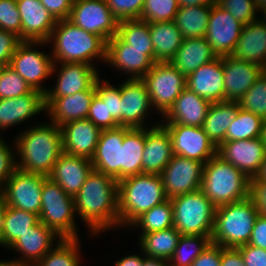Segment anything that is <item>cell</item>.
<instances>
[{"instance_id": "ba28073f", "label": "cell", "mask_w": 266, "mask_h": 266, "mask_svg": "<svg viewBox=\"0 0 266 266\" xmlns=\"http://www.w3.org/2000/svg\"><path fill=\"white\" fill-rule=\"evenodd\" d=\"M174 227L181 235H212L216 207L201 189L171 198Z\"/></svg>"}, {"instance_id": "f5cc1de1", "label": "cell", "mask_w": 266, "mask_h": 266, "mask_svg": "<svg viewBox=\"0 0 266 266\" xmlns=\"http://www.w3.org/2000/svg\"><path fill=\"white\" fill-rule=\"evenodd\" d=\"M109 9L120 22L140 19L145 0H105Z\"/></svg>"}, {"instance_id": "2644e50d", "label": "cell", "mask_w": 266, "mask_h": 266, "mask_svg": "<svg viewBox=\"0 0 266 266\" xmlns=\"http://www.w3.org/2000/svg\"><path fill=\"white\" fill-rule=\"evenodd\" d=\"M259 19L266 23V5L259 9Z\"/></svg>"}, {"instance_id": "7c38bea8", "label": "cell", "mask_w": 266, "mask_h": 266, "mask_svg": "<svg viewBox=\"0 0 266 266\" xmlns=\"http://www.w3.org/2000/svg\"><path fill=\"white\" fill-rule=\"evenodd\" d=\"M68 20L106 42L117 35L119 21L105 0H74Z\"/></svg>"}, {"instance_id": "5bb4252c", "label": "cell", "mask_w": 266, "mask_h": 266, "mask_svg": "<svg viewBox=\"0 0 266 266\" xmlns=\"http://www.w3.org/2000/svg\"><path fill=\"white\" fill-rule=\"evenodd\" d=\"M45 177L41 174L30 173L16 168L12 176L0 189L5 197L6 204L39 216L42 186Z\"/></svg>"}, {"instance_id": "b9f144b4", "label": "cell", "mask_w": 266, "mask_h": 266, "mask_svg": "<svg viewBox=\"0 0 266 266\" xmlns=\"http://www.w3.org/2000/svg\"><path fill=\"white\" fill-rule=\"evenodd\" d=\"M211 243V235H181L172 257L170 266H191L193 261Z\"/></svg>"}, {"instance_id": "7dc6e473", "label": "cell", "mask_w": 266, "mask_h": 266, "mask_svg": "<svg viewBox=\"0 0 266 266\" xmlns=\"http://www.w3.org/2000/svg\"><path fill=\"white\" fill-rule=\"evenodd\" d=\"M32 91L30 85L9 65L2 68L0 72V99L19 97Z\"/></svg>"}, {"instance_id": "e7e4bbea", "label": "cell", "mask_w": 266, "mask_h": 266, "mask_svg": "<svg viewBox=\"0 0 266 266\" xmlns=\"http://www.w3.org/2000/svg\"><path fill=\"white\" fill-rule=\"evenodd\" d=\"M143 266H170L169 261L161 258H150L143 254Z\"/></svg>"}, {"instance_id": "bcb514c9", "label": "cell", "mask_w": 266, "mask_h": 266, "mask_svg": "<svg viewBox=\"0 0 266 266\" xmlns=\"http://www.w3.org/2000/svg\"><path fill=\"white\" fill-rule=\"evenodd\" d=\"M103 77L102 74L95 82L96 94L101 99H107L108 117H113L121 126L120 84H113L112 81Z\"/></svg>"}, {"instance_id": "484cf974", "label": "cell", "mask_w": 266, "mask_h": 266, "mask_svg": "<svg viewBox=\"0 0 266 266\" xmlns=\"http://www.w3.org/2000/svg\"><path fill=\"white\" fill-rule=\"evenodd\" d=\"M21 16V40L47 42L56 20L40 0H16Z\"/></svg>"}, {"instance_id": "cb8c5ba5", "label": "cell", "mask_w": 266, "mask_h": 266, "mask_svg": "<svg viewBox=\"0 0 266 266\" xmlns=\"http://www.w3.org/2000/svg\"><path fill=\"white\" fill-rule=\"evenodd\" d=\"M125 127L102 130L93 157V169L121 181V148Z\"/></svg>"}, {"instance_id": "f907efd6", "label": "cell", "mask_w": 266, "mask_h": 266, "mask_svg": "<svg viewBox=\"0 0 266 266\" xmlns=\"http://www.w3.org/2000/svg\"><path fill=\"white\" fill-rule=\"evenodd\" d=\"M87 119L101 130L119 127L113 117H108L107 99H101L97 94L91 101Z\"/></svg>"}, {"instance_id": "1f68e13d", "label": "cell", "mask_w": 266, "mask_h": 266, "mask_svg": "<svg viewBox=\"0 0 266 266\" xmlns=\"http://www.w3.org/2000/svg\"><path fill=\"white\" fill-rule=\"evenodd\" d=\"M217 57L204 36L185 38L169 62L187 77L200 66L213 61Z\"/></svg>"}, {"instance_id": "9f6ffc18", "label": "cell", "mask_w": 266, "mask_h": 266, "mask_svg": "<svg viewBox=\"0 0 266 266\" xmlns=\"http://www.w3.org/2000/svg\"><path fill=\"white\" fill-rule=\"evenodd\" d=\"M73 1L74 0H40L56 21L69 18Z\"/></svg>"}, {"instance_id": "7a4b0ae2", "label": "cell", "mask_w": 266, "mask_h": 266, "mask_svg": "<svg viewBox=\"0 0 266 266\" xmlns=\"http://www.w3.org/2000/svg\"><path fill=\"white\" fill-rule=\"evenodd\" d=\"M15 134L16 167L48 177L63 153L60 127L46 119Z\"/></svg>"}, {"instance_id": "11a10c76", "label": "cell", "mask_w": 266, "mask_h": 266, "mask_svg": "<svg viewBox=\"0 0 266 266\" xmlns=\"http://www.w3.org/2000/svg\"><path fill=\"white\" fill-rule=\"evenodd\" d=\"M244 260L245 266H266V250L250 244L237 248Z\"/></svg>"}, {"instance_id": "83f0119b", "label": "cell", "mask_w": 266, "mask_h": 266, "mask_svg": "<svg viewBox=\"0 0 266 266\" xmlns=\"http://www.w3.org/2000/svg\"><path fill=\"white\" fill-rule=\"evenodd\" d=\"M223 74V57H217L189 74L186 87L211 103L225 101Z\"/></svg>"}, {"instance_id": "7bdbcfd3", "label": "cell", "mask_w": 266, "mask_h": 266, "mask_svg": "<svg viewBox=\"0 0 266 266\" xmlns=\"http://www.w3.org/2000/svg\"><path fill=\"white\" fill-rule=\"evenodd\" d=\"M264 119L250 111L238 108L236 116L226 131V141L247 140L260 137Z\"/></svg>"}, {"instance_id": "94428289", "label": "cell", "mask_w": 266, "mask_h": 266, "mask_svg": "<svg viewBox=\"0 0 266 266\" xmlns=\"http://www.w3.org/2000/svg\"><path fill=\"white\" fill-rule=\"evenodd\" d=\"M220 266H245V263L237 248H225L221 246Z\"/></svg>"}, {"instance_id": "7402d4cb", "label": "cell", "mask_w": 266, "mask_h": 266, "mask_svg": "<svg viewBox=\"0 0 266 266\" xmlns=\"http://www.w3.org/2000/svg\"><path fill=\"white\" fill-rule=\"evenodd\" d=\"M264 71L254 63L223 56L225 101L238 102Z\"/></svg>"}, {"instance_id": "9a60e30c", "label": "cell", "mask_w": 266, "mask_h": 266, "mask_svg": "<svg viewBox=\"0 0 266 266\" xmlns=\"http://www.w3.org/2000/svg\"><path fill=\"white\" fill-rule=\"evenodd\" d=\"M154 64L155 62L146 54V49L132 48L117 35L107 42L105 66L123 75V79H141Z\"/></svg>"}, {"instance_id": "f35d334b", "label": "cell", "mask_w": 266, "mask_h": 266, "mask_svg": "<svg viewBox=\"0 0 266 266\" xmlns=\"http://www.w3.org/2000/svg\"><path fill=\"white\" fill-rule=\"evenodd\" d=\"M172 227H174L173 207L171 199H167L139 216L126 230H128L127 232L134 231L138 238L144 233L166 230Z\"/></svg>"}, {"instance_id": "277c9868", "label": "cell", "mask_w": 266, "mask_h": 266, "mask_svg": "<svg viewBox=\"0 0 266 266\" xmlns=\"http://www.w3.org/2000/svg\"><path fill=\"white\" fill-rule=\"evenodd\" d=\"M167 199L158 174H140L122 179L118 182L120 230H126L139 216Z\"/></svg>"}, {"instance_id": "91938a15", "label": "cell", "mask_w": 266, "mask_h": 266, "mask_svg": "<svg viewBox=\"0 0 266 266\" xmlns=\"http://www.w3.org/2000/svg\"><path fill=\"white\" fill-rule=\"evenodd\" d=\"M250 197L259 214L266 217V182H250Z\"/></svg>"}, {"instance_id": "c3c4849f", "label": "cell", "mask_w": 266, "mask_h": 266, "mask_svg": "<svg viewBox=\"0 0 266 266\" xmlns=\"http://www.w3.org/2000/svg\"><path fill=\"white\" fill-rule=\"evenodd\" d=\"M218 5L243 25L259 18V9L255 0H218Z\"/></svg>"}, {"instance_id": "db71d44e", "label": "cell", "mask_w": 266, "mask_h": 266, "mask_svg": "<svg viewBox=\"0 0 266 266\" xmlns=\"http://www.w3.org/2000/svg\"><path fill=\"white\" fill-rule=\"evenodd\" d=\"M22 42L16 34L0 29V64L8 66L18 45Z\"/></svg>"}, {"instance_id": "89a4df30", "label": "cell", "mask_w": 266, "mask_h": 266, "mask_svg": "<svg viewBox=\"0 0 266 266\" xmlns=\"http://www.w3.org/2000/svg\"><path fill=\"white\" fill-rule=\"evenodd\" d=\"M260 138L263 144L265 145V149H266V119H264V122H263V127H262Z\"/></svg>"}, {"instance_id": "4dcf8cb0", "label": "cell", "mask_w": 266, "mask_h": 266, "mask_svg": "<svg viewBox=\"0 0 266 266\" xmlns=\"http://www.w3.org/2000/svg\"><path fill=\"white\" fill-rule=\"evenodd\" d=\"M230 56L254 63L266 70V23L258 18L244 25Z\"/></svg>"}, {"instance_id": "6da1fadb", "label": "cell", "mask_w": 266, "mask_h": 266, "mask_svg": "<svg viewBox=\"0 0 266 266\" xmlns=\"http://www.w3.org/2000/svg\"><path fill=\"white\" fill-rule=\"evenodd\" d=\"M76 217L88 237L120 231L118 211V181L112 176L92 169L74 197ZM109 232V233H108Z\"/></svg>"}, {"instance_id": "be15d7a7", "label": "cell", "mask_w": 266, "mask_h": 266, "mask_svg": "<svg viewBox=\"0 0 266 266\" xmlns=\"http://www.w3.org/2000/svg\"><path fill=\"white\" fill-rule=\"evenodd\" d=\"M216 4H218V0H178V5L180 8L198 5L213 6Z\"/></svg>"}, {"instance_id": "8fae6325", "label": "cell", "mask_w": 266, "mask_h": 266, "mask_svg": "<svg viewBox=\"0 0 266 266\" xmlns=\"http://www.w3.org/2000/svg\"><path fill=\"white\" fill-rule=\"evenodd\" d=\"M115 81L120 83L122 127L147 128L160 124L161 117L153 109L149 93L141 79ZM153 115V118L157 116L156 120L151 118Z\"/></svg>"}, {"instance_id": "ac0fdd59", "label": "cell", "mask_w": 266, "mask_h": 266, "mask_svg": "<svg viewBox=\"0 0 266 266\" xmlns=\"http://www.w3.org/2000/svg\"><path fill=\"white\" fill-rule=\"evenodd\" d=\"M172 140L173 154L205 164L217 155V147L202 127L162 124Z\"/></svg>"}, {"instance_id": "4fadbf2b", "label": "cell", "mask_w": 266, "mask_h": 266, "mask_svg": "<svg viewBox=\"0 0 266 266\" xmlns=\"http://www.w3.org/2000/svg\"><path fill=\"white\" fill-rule=\"evenodd\" d=\"M101 72L102 69L85 63H53L51 79L55 78V82L49 85L45 98L66 97L89 90Z\"/></svg>"}, {"instance_id": "003e7915", "label": "cell", "mask_w": 266, "mask_h": 266, "mask_svg": "<svg viewBox=\"0 0 266 266\" xmlns=\"http://www.w3.org/2000/svg\"><path fill=\"white\" fill-rule=\"evenodd\" d=\"M8 205L6 204L5 197L0 190V235H1V230H2V225H3V219H4V214L6 212Z\"/></svg>"}, {"instance_id": "a7ac6f4b", "label": "cell", "mask_w": 266, "mask_h": 266, "mask_svg": "<svg viewBox=\"0 0 266 266\" xmlns=\"http://www.w3.org/2000/svg\"><path fill=\"white\" fill-rule=\"evenodd\" d=\"M0 266H20L17 263H15L11 258H5L4 260L0 259Z\"/></svg>"}, {"instance_id": "03108f58", "label": "cell", "mask_w": 266, "mask_h": 266, "mask_svg": "<svg viewBox=\"0 0 266 266\" xmlns=\"http://www.w3.org/2000/svg\"><path fill=\"white\" fill-rule=\"evenodd\" d=\"M250 182H266V154L260 165L259 171L252 179H250Z\"/></svg>"}, {"instance_id": "2e32d148", "label": "cell", "mask_w": 266, "mask_h": 266, "mask_svg": "<svg viewBox=\"0 0 266 266\" xmlns=\"http://www.w3.org/2000/svg\"><path fill=\"white\" fill-rule=\"evenodd\" d=\"M61 239L52 229L38 221L7 249V253H16L12 260L20 266H34Z\"/></svg>"}, {"instance_id": "5b68a950", "label": "cell", "mask_w": 266, "mask_h": 266, "mask_svg": "<svg viewBox=\"0 0 266 266\" xmlns=\"http://www.w3.org/2000/svg\"><path fill=\"white\" fill-rule=\"evenodd\" d=\"M201 190L217 208L250 196V178L216 155L203 166Z\"/></svg>"}, {"instance_id": "d6986e66", "label": "cell", "mask_w": 266, "mask_h": 266, "mask_svg": "<svg viewBox=\"0 0 266 266\" xmlns=\"http://www.w3.org/2000/svg\"><path fill=\"white\" fill-rule=\"evenodd\" d=\"M203 166L200 161L173 155L160 174L167 198L201 189Z\"/></svg>"}, {"instance_id": "44dd1931", "label": "cell", "mask_w": 266, "mask_h": 266, "mask_svg": "<svg viewBox=\"0 0 266 266\" xmlns=\"http://www.w3.org/2000/svg\"><path fill=\"white\" fill-rule=\"evenodd\" d=\"M265 145L261 138L224 141L217 148V155L231 163L238 170L252 179L259 171L265 157Z\"/></svg>"}, {"instance_id": "816d5d0a", "label": "cell", "mask_w": 266, "mask_h": 266, "mask_svg": "<svg viewBox=\"0 0 266 266\" xmlns=\"http://www.w3.org/2000/svg\"><path fill=\"white\" fill-rule=\"evenodd\" d=\"M0 29L12 32L21 39V16L16 0H0Z\"/></svg>"}, {"instance_id": "30bf717a", "label": "cell", "mask_w": 266, "mask_h": 266, "mask_svg": "<svg viewBox=\"0 0 266 266\" xmlns=\"http://www.w3.org/2000/svg\"><path fill=\"white\" fill-rule=\"evenodd\" d=\"M153 109L162 118L186 88V76L170 62H156L141 78Z\"/></svg>"}, {"instance_id": "e575fe53", "label": "cell", "mask_w": 266, "mask_h": 266, "mask_svg": "<svg viewBox=\"0 0 266 266\" xmlns=\"http://www.w3.org/2000/svg\"><path fill=\"white\" fill-rule=\"evenodd\" d=\"M238 108V102L211 103L202 128L217 148L226 141V131L234 120Z\"/></svg>"}, {"instance_id": "d590c367", "label": "cell", "mask_w": 266, "mask_h": 266, "mask_svg": "<svg viewBox=\"0 0 266 266\" xmlns=\"http://www.w3.org/2000/svg\"><path fill=\"white\" fill-rule=\"evenodd\" d=\"M181 233L175 228L141 234L136 240L139 248L146 257L168 260L172 257Z\"/></svg>"}, {"instance_id": "6125c7cd", "label": "cell", "mask_w": 266, "mask_h": 266, "mask_svg": "<svg viewBox=\"0 0 266 266\" xmlns=\"http://www.w3.org/2000/svg\"><path fill=\"white\" fill-rule=\"evenodd\" d=\"M135 251H138L134 253V250H133V254L130 253V250H129V254L126 253L127 255H122L121 257H119L118 259V256L116 257L117 259H114V256L112 257L113 260V265L112 266H143V253L142 251L138 248V250H135ZM140 252V253H139Z\"/></svg>"}, {"instance_id": "ffe728a7", "label": "cell", "mask_w": 266, "mask_h": 266, "mask_svg": "<svg viewBox=\"0 0 266 266\" xmlns=\"http://www.w3.org/2000/svg\"><path fill=\"white\" fill-rule=\"evenodd\" d=\"M243 26L218 4L212 6L205 37L218 57L231 55Z\"/></svg>"}, {"instance_id": "603a6c76", "label": "cell", "mask_w": 266, "mask_h": 266, "mask_svg": "<svg viewBox=\"0 0 266 266\" xmlns=\"http://www.w3.org/2000/svg\"><path fill=\"white\" fill-rule=\"evenodd\" d=\"M96 94L95 84L71 96L45 98V116L51 123L64 125L74 120L87 119L91 101Z\"/></svg>"}, {"instance_id": "d4e9b609", "label": "cell", "mask_w": 266, "mask_h": 266, "mask_svg": "<svg viewBox=\"0 0 266 266\" xmlns=\"http://www.w3.org/2000/svg\"><path fill=\"white\" fill-rule=\"evenodd\" d=\"M62 150L73 156L91 159L94 155L102 130L90 120H74L60 126Z\"/></svg>"}, {"instance_id": "60d3db41", "label": "cell", "mask_w": 266, "mask_h": 266, "mask_svg": "<svg viewBox=\"0 0 266 266\" xmlns=\"http://www.w3.org/2000/svg\"><path fill=\"white\" fill-rule=\"evenodd\" d=\"M117 36L132 48L146 49V54L154 61L153 44L149 22L141 19L123 20L118 23Z\"/></svg>"}, {"instance_id": "8c879c8a", "label": "cell", "mask_w": 266, "mask_h": 266, "mask_svg": "<svg viewBox=\"0 0 266 266\" xmlns=\"http://www.w3.org/2000/svg\"><path fill=\"white\" fill-rule=\"evenodd\" d=\"M258 9L266 5V0H255Z\"/></svg>"}, {"instance_id": "836d02e7", "label": "cell", "mask_w": 266, "mask_h": 266, "mask_svg": "<svg viewBox=\"0 0 266 266\" xmlns=\"http://www.w3.org/2000/svg\"><path fill=\"white\" fill-rule=\"evenodd\" d=\"M146 128L125 127L121 148V180L142 174V157Z\"/></svg>"}, {"instance_id": "9c48e42d", "label": "cell", "mask_w": 266, "mask_h": 266, "mask_svg": "<svg viewBox=\"0 0 266 266\" xmlns=\"http://www.w3.org/2000/svg\"><path fill=\"white\" fill-rule=\"evenodd\" d=\"M48 47L49 51L47 50ZM45 48L46 50H44ZM53 63L48 42L22 41L13 54L9 66L15 70L33 90L46 94L49 86H46L45 83L48 82L47 80H52L50 78Z\"/></svg>"}, {"instance_id": "ee69618b", "label": "cell", "mask_w": 266, "mask_h": 266, "mask_svg": "<svg viewBox=\"0 0 266 266\" xmlns=\"http://www.w3.org/2000/svg\"><path fill=\"white\" fill-rule=\"evenodd\" d=\"M241 109L266 119V70L238 101Z\"/></svg>"}, {"instance_id": "8d00e7d4", "label": "cell", "mask_w": 266, "mask_h": 266, "mask_svg": "<svg viewBox=\"0 0 266 266\" xmlns=\"http://www.w3.org/2000/svg\"><path fill=\"white\" fill-rule=\"evenodd\" d=\"M39 221L35 213L8 206L4 214L0 235V248L4 251Z\"/></svg>"}, {"instance_id": "52a82bcc", "label": "cell", "mask_w": 266, "mask_h": 266, "mask_svg": "<svg viewBox=\"0 0 266 266\" xmlns=\"http://www.w3.org/2000/svg\"><path fill=\"white\" fill-rule=\"evenodd\" d=\"M39 221L62 239L82 238L75 212L74 198L49 177L44 178ZM79 229V230H78Z\"/></svg>"}, {"instance_id": "681fc988", "label": "cell", "mask_w": 266, "mask_h": 266, "mask_svg": "<svg viewBox=\"0 0 266 266\" xmlns=\"http://www.w3.org/2000/svg\"><path fill=\"white\" fill-rule=\"evenodd\" d=\"M5 138L6 136H4V134H0V189L5 185L6 181L17 168L14 138ZM8 140L10 141L8 142Z\"/></svg>"}, {"instance_id": "3957f363", "label": "cell", "mask_w": 266, "mask_h": 266, "mask_svg": "<svg viewBox=\"0 0 266 266\" xmlns=\"http://www.w3.org/2000/svg\"><path fill=\"white\" fill-rule=\"evenodd\" d=\"M47 42L51 46L54 63H85L98 67L99 70L100 63L105 66L107 42L68 19L56 22Z\"/></svg>"}, {"instance_id": "680465c9", "label": "cell", "mask_w": 266, "mask_h": 266, "mask_svg": "<svg viewBox=\"0 0 266 266\" xmlns=\"http://www.w3.org/2000/svg\"><path fill=\"white\" fill-rule=\"evenodd\" d=\"M248 244L266 250V217L258 215Z\"/></svg>"}, {"instance_id": "f6af8a7d", "label": "cell", "mask_w": 266, "mask_h": 266, "mask_svg": "<svg viewBox=\"0 0 266 266\" xmlns=\"http://www.w3.org/2000/svg\"><path fill=\"white\" fill-rule=\"evenodd\" d=\"M178 0H145L140 19L149 23L175 20Z\"/></svg>"}, {"instance_id": "8992f818", "label": "cell", "mask_w": 266, "mask_h": 266, "mask_svg": "<svg viewBox=\"0 0 266 266\" xmlns=\"http://www.w3.org/2000/svg\"><path fill=\"white\" fill-rule=\"evenodd\" d=\"M258 215L257 207L250 196L217 207L211 243L225 248H238L248 244Z\"/></svg>"}, {"instance_id": "ab89813d", "label": "cell", "mask_w": 266, "mask_h": 266, "mask_svg": "<svg viewBox=\"0 0 266 266\" xmlns=\"http://www.w3.org/2000/svg\"><path fill=\"white\" fill-rule=\"evenodd\" d=\"M81 241V238L61 239L34 266H82V262L85 260L83 259V242Z\"/></svg>"}, {"instance_id": "d6a6232c", "label": "cell", "mask_w": 266, "mask_h": 266, "mask_svg": "<svg viewBox=\"0 0 266 266\" xmlns=\"http://www.w3.org/2000/svg\"><path fill=\"white\" fill-rule=\"evenodd\" d=\"M149 31L154 62H169L184 40L175 21L149 23Z\"/></svg>"}, {"instance_id": "6f0895ef", "label": "cell", "mask_w": 266, "mask_h": 266, "mask_svg": "<svg viewBox=\"0 0 266 266\" xmlns=\"http://www.w3.org/2000/svg\"><path fill=\"white\" fill-rule=\"evenodd\" d=\"M221 246L210 243L208 247L193 261L191 266H220Z\"/></svg>"}, {"instance_id": "4316f807", "label": "cell", "mask_w": 266, "mask_h": 266, "mask_svg": "<svg viewBox=\"0 0 266 266\" xmlns=\"http://www.w3.org/2000/svg\"><path fill=\"white\" fill-rule=\"evenodd\" d=\"M172 140L160 123L146 128V140L142 157V174L160 175L173 157Z\"/></svg>"}, {"instance_id": "753ad0ef", "label": "cell", "mask_w": 266, "mask_h": 266, "mask_svg": "<svg viewBox=\"0 0 266 266\" xmlns=\"http://www.w3.org/2000/svg\"><path fill=\"white\" fill-rule=\"evenodd\" d=\"M3 67H4V66L0 64V72H1V70H2Z\"/></svg>"}, {"instance_id": "f546056e", "label": "cell", "mask_w": 266, "mask_h": 266, "mask_svg": "<svg viewBox=\"0 0 266 266\" xmlns=\"http://www.w3.org/2000/svg\"><path fill=\"white\" fill-rule=\"evenodd\" d=\"M210 105L209 100L186 87L160 123L202 127Z\"/></svg>"}, {"instance_id": "74e56055", "label": "cell", "mask_w": 266, "mask_h": 266, "mask_svg": "<svg viewBox=\"0 0 266 266\" xmlns=\"http://www.w3.org/2000/svg\"><path fill=\"white\" fill-rule=\"evenodd\" d=\"M211 9L209 5L179 8L174 21L184 39L205 36Z\"/></svg>"}, {"instance_id": "f1b7e54d", "label": "cell", "mask_w": 266, "mask_h": 266, "mask_svg": "<svg viewBox=\"0 0 266 266\" xmlns=\"http://www.w3.org/2000/svg\"><path fill=\"white\" fill-rule=\"evenodd\" d=\"M92 169L91 159L63 152L48 177L74 198Z\"/></svg>"}, {"instance_id": "e0dca14e", "label": "cell", "mask_w": 266, "mask_h": 266, "mask_svg": "<svg viewBox=\"0 0 266 266\" xmlns=\"http://www.w3.org/2000/svg\"><path fill=\"white\" fill-rule=\"evenodd\" d=\"M45 107V94L37 90L15 98L0 99V134L9 133L7 130L18 125L23 130L24 126L40 123L35 118L41 113L45 115Z\"/></svg>"}]
</instances>
